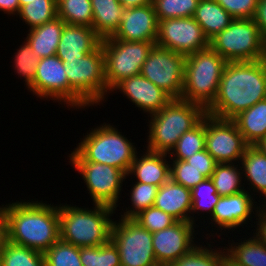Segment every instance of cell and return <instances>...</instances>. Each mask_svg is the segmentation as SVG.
<instances>
[{"label": "cell", "mask_w": 266, "mask_h": 266, "mask_svg": "<svg viewBox=\"0 0 266 266\" xmlns=\"http://www.w3.org/2000/svg\"><path fill=\"white\" fill-rule=\"evenodd\" d=\"M156 41H124L102 39L106 84L110 92L123 79L140 74Z\"/></svg>", "instance_id": "9c48e42d"}, {"label": "cell", "mask_w": 266, "mask_h": 266, "mask_svg": "<svg viewBox=\"0 0 266 266\" xmlns=\"http://www.w3.org/2000/svg\"><path fill=\"white\" fill-rule=\"evenodd\" d=\"M240 162L244 182L247 179L246 183L251 184L250 189H253L254 193H261L260 197L265 196L261 199H264L262 202L266 204V155L256 146H248Z\"/></svg>", "instance_id": "4316f807"}, {"label": "cell", "mask_w": 266, "mask_h": 266, "mask_svg": "<svg viewBox=\"0 0 266 266\" xmlns=\"http://www.w3.org/2000/svg\"><path fill=\"white\" fill-rule=\"evenodd\" d=\"M170 163V178L190 190L206 179L198 169L185 160H172Z\"/></svg>", "instance_id": "b9f144b4"}, {"label": "cell", "mask_w": 266, "mask_h": 266, "mask_svg": "<svg viewBox=\"0 0 266 266\" xmlns=\"http://www.w3.org/2000/svg\"><path fill=\"white\" fill-rule=\"evenodd\" d=\"M228 243L224 247L227 257L238 266H266V246L261 244L254 236L241 242Z\"/></svg>", "instance_id": "83f0119b"}, {"label": "cell", "mask_w": 266, "mask_h": 266, "mask_svg": "<svg viewBox=\"0 0 266 266\" xmlns=\"http://www.w3.org/2000/svg\"><path fill=\"white\" fill-rule=\"evenodd\" d=\"M154 206L177 221L190 222L191 190L170 178L158 188Z\"/></svg>", "instance_id": "7402d4cb"}, {"label": "cell", "mask_w": 266, "mask_h": 266, "mask_svg": "<svg viewBox=\"0 0 266 266\" xmlns=\"http://www.w3.org/2000/svg\"><path fill=\"white\" fill-rule=\"evenodd\" d=\"M57 17L66 24L92 27L91 0H57Z\"/></svg>", "instance_id": "d6a6232c"}, {"label": "cell", "mask_w": 266, "mask_h": 266, "mask_svg": "<svg viewBox=\"0 0 266 266\" xmlns=\"http://www.w3.org/2000/svg\"><path fill=\"white\" fill-rule=\"evenodd\" d=\"M202 150H205V116L179 138L168 155L170 160H186Z\"/></svg>", "instance_id": "4dcf8cb0"}, {"label": "cell", "mask_w": 266, "mask_h": 266, "mask_svg": "<svg viewBox=\"0 0 266 266\" xmlns=\"http://www.w3.org/2000/svg\"><path fill=\"white\" fill-rule=\"evenodd\" d=\"M20 10L19 0H0V11L7 15H17Z\"/></svg>", "instance_id": "c3c4849f"}, {"label": "cell", "mask_w": 266, "mask_h": 266, "mask_svg": "<svg viewBox=\"0 0 266 266\" xmlns=\"http://www.w3.org/2000/svg\"><path fill=\"white\" fill-rule=\"evenodd\" d=\"M266 99V65L263 60L228 62L216 98L206 114L232 120L257 102Z\"/></svg>", "instance_id": "6da1fadb"}, {"label": "cell", "mask_w": 266, "mask_h": 266, "mask_svg": "<svg viewBox=\"0 0 266 266\" xmlns=\"http://www.w3.org/2000/svg\"><path fill=\"white\" fill-rule=\"evenodd\" d=\"M113 125L102 124L91 129L75 150L89 162L107 164L128 174L136 154L135 145Z\"/></svg>", "instance_id": "52a82bcc"}, {"label": "cell", "mask_w": 266, "mask_h": 266, "mask_svg": "<svg viewBox=\"0 0 266 266\" xmlns=\"http://www.w3.org/2000/svg\"><path fill=\"white\" fill-rule=\"evenodd\" d=\"M133 219L151 233L169 228L177 222L170 214L165 213L155 206L140 211Z\"/></svg>", "instance_id": "60d3db41"}, {"label": "cell", "mask_w": 266, "mask_h": 266, "mask_svg": "<svg viewBox=\"0 0 266 266\" xmlns=\"http://www.w3.org/2000/svg\"><path fill=\"white\" fill-rule=\"evenodd\" d=\"M57 0H33L20 7L17 14L29 29L41 26L57 17Z\"/></svg>", "instance_id": "836d02e7"}, {"label": "cell", "mask_w": 266, "mask_h": 266, "mask_svg": "<svg viewBox=\"0 0 266 266\" xmlns=\"http://www.w3.org/2000/svg\"><path fill=\"white\" fill-rule=\"evenodd\" d=\"M158 20L153 4L125 8L120 27L112 39L124 41H156Z\"/></svg>", "instance_id": "d6986e66"}, {"label": "cell", "mask_w": 266, "mask_h": 266, "mask_svg": "<svg viewBox=\"0 0 266 266\" xmlns=\"http://www.w3.org/2000/svg\"><path fill=\"white\" fill-rule=\"evenodd\" d=\"M91 4L92 28L102 39L113 36L120 27L125 7L118 0H91Z\"/></svg>", "instance_id": "d4e9b609"}, {"label": "cell", "mask_w": 266, "mask_h": 266, "mask_svg": "<svg viewBox=\"0 0 266 266\" xmlns=\"http://www.w3.org/2000/svg\"><path fill=\"white\" fill-rule=\"evenodd\" d=\"M185 161H187L195 169H198L206 178H211L217 164L215 159L207 152L206 149L197 152Z\"/></svg>", "instance_id": "ee69618b"}, {"label": "cell", "mask_w": 266, "mask_h": 266, "mask_svg": "<svg viewBox=\"0 0 266 266\" xmlns=\"http://www.w3.org/2000/svg\"><path fill=\"white\" fill-rule=\"evenodd\" d=\"M0 266H45L44 255L7 240L0 251Z\"/></svg>", "instance_id": "1f68e13d"}, {"label": "cell", "mask_w": 266, "mask_h": 266, "mask_svg": "<svg viewBox=\"0 0 266 266\" xmlns=\"http://www.w3.org/2000/svg\"><path fill=\"white\" fill-rule=\"evenodd\" d=\"M210 47L227 62L263 60L264 38L253 19H234L210 39Z\"/></svg>", "instance_id": "ba28073f"}, {"label": "cell", "mask_w": 266, "mask_h": 266, "mask_svg": "<svg viewBox=\"0 0 266 266\" xmlns=\"http://www.w3.org/2000/svg\"><path fill=\"white\" fill-rule=\"evenodd\" d=\"M62 205V206H61ZM93 209L60 204V239L76 247L100 246L111 239L115 208L93 204Z\"/></svg>", "instance_id": "3957f363"}, {"label": "cell", "mask_w": 266, "mask_h": 266, "mask_svg": "<svg viewBox=\"0 0 266 266\" xmlns=\"http://www.w3.org/2000/svg\"><path fill=\"white\" fill-rule=\"evenodd\" d=\"M158 188L159 187L155 185L135 181V184L133 183L132 188L130 189L131 196H129L131 206L133 207L126 208V212L119 217L133 218L140 211L154 206Z\"/></svg>", "instance_id": "f35d334b"}, {"label": "cell", "mask_w": 266, "mask_h": 266, "mask_svg": "<svg viewBox=\"0 0 266 266\" xmlns=\"http://www.w3.org/2000/svg\"><path fill=\"white\" fill-rule=\"evenodd\" d=\"M227 63L211 47L187 55L181 99L198 104L206 110L216 98Z\"/></svg>", "instance_id": "8992f818"}, {"label": "cell", "mask_w": 266, "mask_h": 266, "mask_svg": "<svg viewBox=\"0 0 266 266\" xmlns=\"http://www.w3.org/2000/svg\"><path fill=\"white\" fill-rule=\"evenodd\" d=\"M30 1H33V0H19L20 7H21V6H24V5H26V4H29Z\"/></svg>", "instance_id": "f5cc1de1"}, {"label": "cell", "mask_w": 266, "mask_h": 266, "mask_svg": "<svg viewBox=\"0 0 266 266\" xmlns=\"http://www.w3.org/2000/svg\"><path fill=\"white\" fill-rule=\"evenodd\" d=\"M196 226L199 227L191 222L177 221L169 228L152 233V245L157 263L170 265L197 246L193 240Z\"/></svg>", "instance_id": "9a60e30c"}, {"label": "cell", "mask_w": 266, "mask_h": 266, "mask_svg": "<svg viewBox=\"0 0 266 266\" xmlns=\"http://www.w3.org/2000/svg\"><path fill=\"white\" fill-rule=\"evenodd\" d=\"M234 19H253L259 0H215Z\"/></svg>", "instance_id": "7bdbcfd3"}, {"label": "cell", "mask_w": 266, "mask_h": 266, "mask_svg": "<svg viewBox=\"0 0 266 266\" xmlns=\"http://www.w3.org/2000/svg\"><path fill=\"white\" fill-rule=\"evenodd\" d=\"M143 153L141 157L136 154L127 176L133 175L136 182L160 187L170 179V160L166 159L169 156L148 149Z\"/></svg>", "instance_id": "44dd1931"}, {"label": "cell", "mask_w": 266, "mask_h": 266, "mask_svg": "<svg viewBox=\"0 0 266 266\" xmlns=\"http://www.w3.org/2000/svg\"><path fill=\"white\" fill-rule=\"evenodd\" d=\"M101 42L102 38L92 27L66 24L57 46L56 56L63 62L83 58L96 50Z\"/></svg>", "instance_id": "ffe728a7"}, {"label": "cell", "mask_w": 266, "mask_h": 266, "mask_svg": "<svg viewBox=\"0 0 266 266\" xmlns=\"http://www.w3.org/2000/svg\"><path fill=\"white\" fill-rule=\"evenodd\" d=\"M195 242L198 244L197 246L169 266H225L227 255L225 248H217L218 250L214 248V250L209 243L208 247L206 245L202 247L203 245Z\"/></svg>", "instance_id": "f546056e"}, {"label": "cell", "mask_w": 266, "mask_h": 266, "mask_svg": "<svg viewBox=\"0 0 266 266\" xmlns=\"http://www.w3.org/2000/svg\"><path fill=\"white\" fill-rule=\"evenodd\" d=\"M235 163H217L211 180L220 196H229L242 192L245 183L242 184V167ZM240 168V169H239ZM241 171V172H240Z\"/></svg>", "instance_id": "f1b7e54d"}, {"label": "cell", "mask_w": 266, "mask_h": 266, "mask_svg": "<svg viewBox=\"0 0 266 266\" xmlns=\"http://www.w3.org/2000/svg\"><path fill=\"white\" fill-rule=\"evenodd\" d=\"M45 266H83L80 248L59 239L43 253Z\"/></svg>", "instance_id": "74e56055"}, {"label": "cell", "mask_w": 266, "mask_h": 266, "mask_svg": "<svg viewBox=\"0 0 266 266\" xmlns=\"http://www.w3.org/2000/svg\"><path fill=\"white\" fill-rule=\"evenodd\" d=\"M185 58L156 44L141 67L140 74L168 93L173 99H181L184 86Z\"/></svg>", "instance_id": "7c38bea8"}, {"label": "cell", "mask_w": 266, "mask_h": 266, "mask_svg": "<svg viewBox=\"0 0 266 266\" xmlns=\"http://www.w3.org/2000/svg\"><path fill=\"white\" fill-rule=\"evenodd\" d=\"M263 61L266 65V38L264 39V56H263Z\"/></svg>", "instance_id": "db71d44e"}, {"label": "cell", "mask_w": 266, "mask_h": 266, "mask_svg": "<svg viewBox=\"0 0 266 266\" xmlns=\"http://www.w3.org/2000/svg\"><path fill=\"white\" fill-rule=\"evenodd\" d=\"M200 0H152L158 21L193 17Z\"/></svg>", "instance_id": "8d00e7d4"}, {"label": "cell", "mask_w": 266, "mask_h": 266, "mask_svg": "<svg viewBox=\"0 0 266 266\" xmlns=\"http://www.w3.org/2000/svg\"><path fill=\"white\" fill-rule=\"evenodd\" d=\"M111 240L117 246L121 266H157L152 233L133 218L113 220Z\"/></svg>", "instance_id": "8fae6325"}, {"label": "cell", "mask_w": 266, "mask_h": 266, "mask_svg": "<svg viewBox=\"0 0 266 266\" xmlns=\"http://www.w3.org/2000/svg\"><path fill=\"white\" fill-rule=\"evenodd\" d=\"M253 20L259 27L262 37L266 38V0H259Z\"/></svg>", "instance_id": "bcb514c9"}, {"label": "cell", "mask_w": 266, "mask_h": 266, "mask_svg": "<svg viewBox=\"0 0 266 266\" xmlns=\"http://www.w3.org/2000/svg\"><path fill=\"white\" fill-rule=\"evenodd\" d=\"M8 240L41 253L60 239L58 206L28 200L5 205Z\"/></svg>", "instance_id": "7a4b0ae2"}, {"label": "cell", "mask_w": 266, "mask_h": 266, "mask_svg": "<svg viewBox=\"0 0 266 266\" xmlns=\"http://www.w3.org/2000/svg\"><path fill=\"white\" fill-rule=\"evenodd\" d=\"M191 196L192 206L190 211V222L193 224H196V221L194 220L196 218L194 217V213H197L199 216V212L202 211L206 212L207 215L210 214L208 216H211L214 211L215 205L220 198V195L217 193V189L215 188L211 178H206L199 184H197L191 190Z\"/></svg>", "instance_id": "d590c367"}, {"label": "cell", "mask_w": 266, "mask_h": 266, "mask_svg": "<svg viewBox=\"0 0 266 266\" xmlns=\"http://www.w3.org/2000/svg\"><path fill=\"white\" fill-rule=\"evenodd\" d=\"M28 90L41 99L49 98L69 108V81L64 62L56 55L40 58L36 76Z\"/></svg>", "instance_id": "2e32d148"}, {"label": "cell", "mask_w": 266, "mask_h": 266, "mask_svg": "<svg viewBox=\"0 0 266 266\" xmlns=\"http://www.w3.org/2000/svg\"><path fill=\"white\" fill-rule=\"evenodd\" d=\"M225 266H238L236 264H234L226 255V263Z\"/></svg>", "instance_id": "816d5d0a"}, {"label": "cell", "mask_w": 266, "mask_h": 266, "mask_svg": "<svg viewBox=\"0 0 266 266\" xmlns=\"http://www.w3.org/2000/svg\"><path fill=\"white\" fill-rule=\"evenodd\" d=\"M80 261L83 266H121L119 250L111 239L100 246L80 247Z\"/></svg>", "instance_id": "e575fe53"}, {"label": "cell", "mask_w": 266, "mask_h": 266, "mask_svg": "<svg viewBox=\"0 0 266 266\" xmlns=\"http://www.w3.org/2000/svg\"><path fill=\"white\" fill-rule=\"evenodd\" d=\"M8 240L7 231V216L5 212V206H0V251Z\"/></svg>", "instance_id": "7dc6e473"}, {"label": "cell", "mask_w": 266, "mask_h": 266, "mask_svg": "<svg viewBox=\"0 0 266 266\" xmlns=\"http://www.w3.org/2000/svg\"><path fill=\"white\" fill-rule=\"evenodd\" d=\"M254 146H256L262 153L266 155V136Z\"/></svg>", "instance_id": "f907efd6"}, {"label": "cell", "mask_w": 266, "mask_h": 266, "mask_svg": "<svg viewBox=\"0 0 266 266\" xmlns=\"http://www.w3.org/2000/svg\"><path fill=\"white\" fill-rule=\"evenodd\" d=\"M232 121L245 142L249 146L256 145L266 136V99L239 113Z\"/></svg>", "instance_id": "cb8c5ba5"}, {"label": "cell", "mask_w": 266, "mask_h": 266, "mask_svg": "<svg viewBox=\"0 0 266 266\" xmlns=\"http://www.w3.org/2000/svg\"><path fill=\"white\" fill-rule=\"evenodd\" d=\"M248 146L232 120L205 115V149L217 163H239Z\"/></svg>", "instance_id": "4fadbf2b"}, {"label": "cell", "mask_w": 266, "mask_h": 266, "mask_svg": "<svg viewBox=\"0 0 266 266\" xmlns=\"http://www.w3.org/2000/svg\"><path fill=\"white\" fill-rule=\"evenodd\" d=\"M66 23L59 17L28 30L25 40L39 58L56 55L62 31Z\"/></svg>", "instance_id": "603a6c76"}, {"label": "cell", "mask_w": 266, "mask_h": 266, "mask_svg": "<svg viewBox=\"0 0 266 266\" xmlns=\"http://www.w3.org/2000/svg\"><path fill=\"white\" fill-rule=\"evenodd\" d=\"M205 115L206 110L198 104L172 99L148 119L146 149L169 154L179 138L195 127Z\"/></svg>", "instance_id": "5b68a950"}, {"label": "cell", "mask_w": 266, "mask_h": 266, "mask_svg": "<svg viewBox=\"0 0 266 266\" xmlns=\"http://www.w3.org/2000/svg\"><path fill=\"white\" fill-rule=\"evenodd\" d=\"M69 162L82 176L93 204L117 208L122 184L127 174L119 168L86 161L75 149L69 154Z\"/></svg>", "instance_id": "30bf717a"}, {"label": "cell", "mask_w": 266, "mask_h": 266, "mask_svg": "<svg viewBox=\"0 0 266 266\" xmlns=\"http://www.w3.org/2000/svg\"><path fill=\"white\" fill-rule=\"evenodd\" d=\"M23 45H20L17 49L18 51L15 54L14 59V70L18 73V76L23 77L25 80V85L27 88H29L34 81V78L36 76V68L40 61V58L35 55L33 52V49L29 45V43L24 40L22 43Z\"/></svg>", "instance_id": "ab89813d"}, {"label": "cell", "mask_w": 266, "mask_h": 266, "mask_svg": "<svg viewBox=\"0 0 266 266\" xmlns=\"http://www.w3.org/2000/svg\"><path fill=\"white\" fill-rule=\"evenodd\" d=\"M253 194L250 189L247 191L245 189L237 194L220 196L212 215L209 217L211 223L216 224L214 227L217 226V231L220 229L221 232L223 229L224 231L226 229L229 231L234 229L233 231H235V229L244 226L243 224H248L246 222L252 219V212L256 214L253 210L257 212L259 208V206L254 205L257 202L254 201Z\"/></svg>", "instance_id": "e0dca14e"}, {"label": "cell", "mask_w": 266, "mask_h": 266, "mask_svg": "<svg viewBox=\"0 0 266 266\" xmlns=\"http://www.w3.org/2000/svg\"><path fill=\"white\" fill-rule=\"evenodd\" d=\"M193 17L209 40L234 20L215 0H200Z\"/></svg>", "instance_id": "484cf974"}, {"label": "cell", "mask_w": 266, "mask_h": 266, "mask_svg": "<svg viewBox=\"0 0 266 266\" xmlns=\"http://www.w3.org/2000/svg\"><path fill=\"white\" fill-rule=\"evenodd\" d=\"M261 206V207H260ZM256 212L255 216L257 217L256 220V232H253V236L263 245L266 246V205L261 204Z\"/></svg>", "instance_id": "f6af8a7d"}, {"label": "cell", "mask_w": 266, "mask_h": 266, "mask_svg": "<svg viewBox=\"0 0 266 266\" xmlns=\"http://www.w3.org/2000/svg\"><path fill=\"white\" fill-rule=\"evenodd\" d=\"M155 43L185 56L210 47V40L194 17L158 21Z\"/></svg>", "instance_id": "5bb4252c"}, {"label": "cell", "mask_w": 266, "mask_h": 266, "mask_svg": "<svg viewBox=\"0 0 266 266\" xmlns=\"http://www.w3.org/2000/svg\"><path fill=\"white\" fill-rule=\"evenodd\" d=\"M118 2L125 8L141 7L152 4V0H118Z\"/></svg>", "instance_id": "681fc988"}, {"label": "cell", "mask_w": 266, "mask_h": 266, "mask_svg": "<svg viewBox=\"0 0 266 266\" xmlns=\"http://www.w3.org/2000/svg\"><path fill=\"white\" fill-rule=\"evenodd\" d=\"M64 68L69 81L70 108L82 110L87 106L100 105L110 93L102 45L83 58L66 60Z\"/></svg>", "instance_id": "277c9868"}, {"label": "cell", "mask_w": 266, "mask_h": 266, "mask_svg": "<svg viewBox=\"0 0 266 266\" xmlns=\"http://www.w3.org/2000/svg\"><path fill=\"white\" fill-rule=\"evenodd\" d=\"M117 90L121 91L120 93L124 94L138 109L148 113V117L160 111L173 99L141 74L123 79L112 89V92Z\"/></svg>", "instance_id": "ac0fdd59"}]
</instances>
